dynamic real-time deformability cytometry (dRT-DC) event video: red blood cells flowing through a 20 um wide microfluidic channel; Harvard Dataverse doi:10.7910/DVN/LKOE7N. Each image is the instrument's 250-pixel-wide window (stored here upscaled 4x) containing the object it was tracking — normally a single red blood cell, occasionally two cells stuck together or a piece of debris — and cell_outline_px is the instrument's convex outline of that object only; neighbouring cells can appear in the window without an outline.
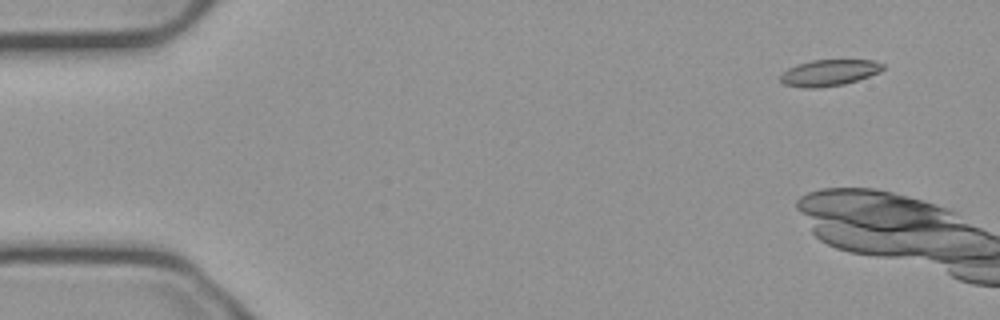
{"species": "common noctule bat (a hibernating species)", "species_latin": "Nyctalus noctula", "temperature_condition": "cold", "stored_images_in_passage": 5, "camera_frame_rate_fps": 3000, "um_per_image_px": 0.085, "animal": {"sex": "male", "body_mass_g": 23.1, "forearm_length_mm": 52.7}, "frame": {"image": 1, "passage_image": 1, "time_ms": 0.0, "image_size_px": [1000, 320], "cell_outline_px": [[884, 68], [880, 72], [844, 84], [816, 88], [804, 88], [784, 84], [780, 80], [780, 76], [788, 68], [796, 64], [812, 60], [872, 60], [884, 64]], "centroid_in_image_um": [70.46, 6.18], "position_along_channel_um": 14.5, "area_um2": 15.61}}